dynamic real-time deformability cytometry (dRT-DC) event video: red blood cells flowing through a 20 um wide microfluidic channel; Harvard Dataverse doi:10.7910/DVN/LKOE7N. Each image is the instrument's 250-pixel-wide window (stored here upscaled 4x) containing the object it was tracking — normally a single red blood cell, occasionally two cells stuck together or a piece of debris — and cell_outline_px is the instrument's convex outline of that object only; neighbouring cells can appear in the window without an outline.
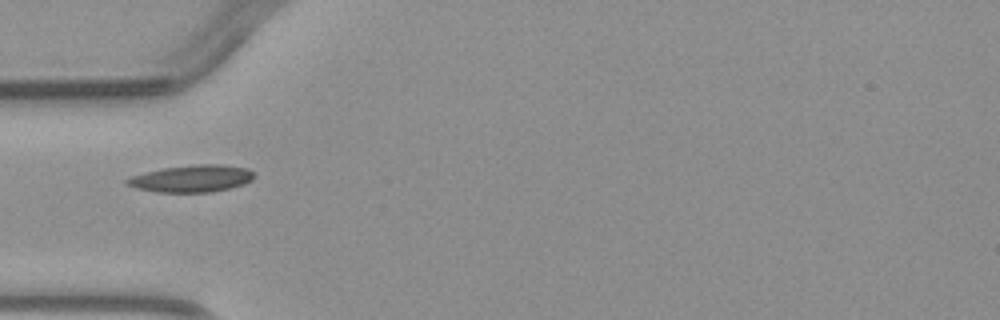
{"species": "common noctule bat (a hibernating species)", "species_latin": "Nyctalus noctula", "temperature_condition": "warm", "stored_images_in_passage": 5, "camera_frame_rate_fps": 3000, "um_per_image_px": 0.085, "animal": {"sex": "male", "body_mass_g": 23.1, "forearm_length_mm": 52.7}, "frame": {"image": 1, "passage_image": 4, "time_ms": 3.667, "image_size_px": [1000, 320], "cell_outline_px": [[256, 176], [252, 180], [244, 184], [212, 192], [156, 192], [136, 188], [124, 184], [124, 180], [132, 176], [164, 168], [196, 164], [220, 164], [248, 168]], "centroid_in_image_um": [16.31, 15.18], "position_along_channel_um": 68.7, "area_um2": 20.0}}
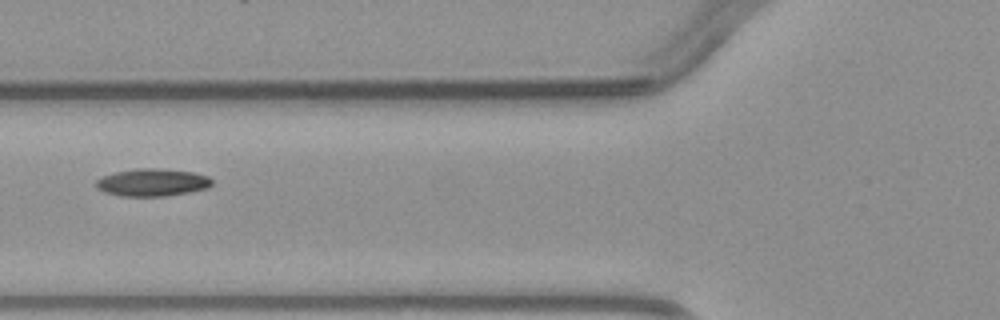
{"frame": {"image": 2, "passage_image": 5, "time_ms": 4.667, "image_size_px": [1000, 320], "cell_outline_px": [[212, 184], [208, 188], [188, 192], [164, 196], [120, 196], [104, 192], [96, 188], [96, 180], [100, 176], [116, 172], [136, 168], [156, 168], [192, 172], [208, 176], [212, 180]], "centroid_in_image_um": [12.91, 15.5], "position_along_channel_um": 112.9, "area_um2": 18.61}}